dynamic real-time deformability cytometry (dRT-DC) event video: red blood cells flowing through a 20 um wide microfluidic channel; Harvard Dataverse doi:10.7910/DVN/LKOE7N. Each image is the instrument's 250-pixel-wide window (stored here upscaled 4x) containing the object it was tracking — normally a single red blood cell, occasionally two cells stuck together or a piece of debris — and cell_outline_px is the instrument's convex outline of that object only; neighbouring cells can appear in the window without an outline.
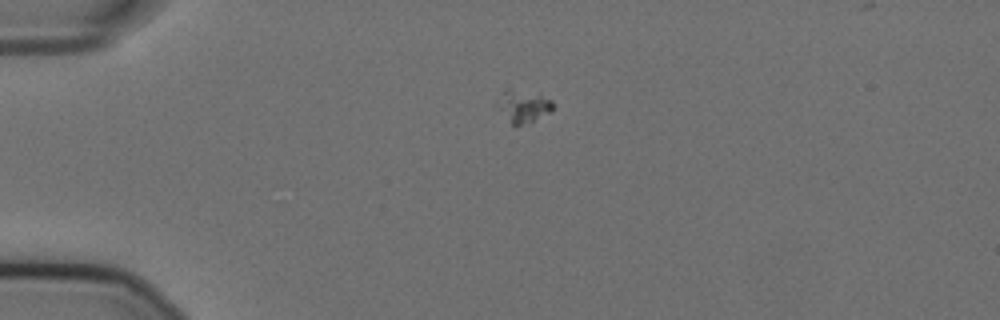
{"species": "Egyptian fruit bat (a non-hibernating species)", "species_latin": "Rousettus aegyptiacus", "temperature_condition": "cold", "stored_images_in_passage": 45, "camera_frame_rate_fps": 3000, "um_per_image_px": 0.085, "animal": {"sex": "female"}, "frame": {"image": 1, "passage_image": 1, "time_ms": 0.0, "image_size_px": [1000, 320], "cell_outline_px": [[552, 108], [548, 112], [532, 120], [520, 124], [512, 124], [496, 100], [500, 92], [504, 88], [508, 88], [540, 92], [552, 100]], "centroid_in_image_um": [44.48, 8.91], "position_along_channel_um": 40.5, "area_um2": 10.23}}
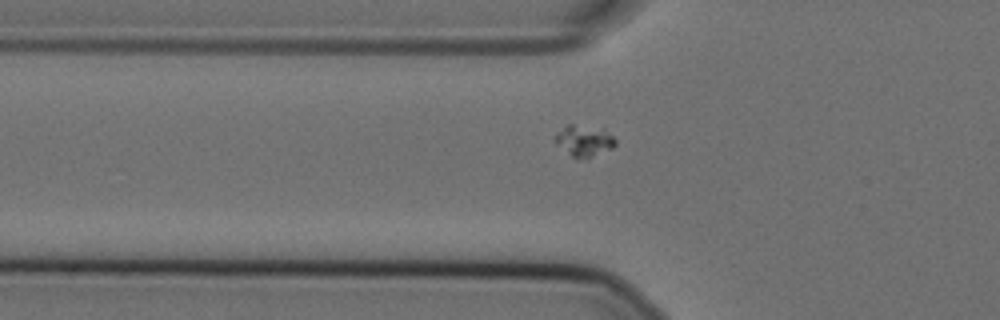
{"frame": {"image": 2, "passage_image": 7, "time_ms": 2.0, "image_size_px": [1000, 320], "cell_outline_px": [[616, 144], [612, 148], [592, 156], [572, 156], [556, 140], [556, 132], [568, 124], [572, 124], [604, 128], [616, 140]], "centroid_in_image_um": [49.71, 11.9], "position_along_channel_um": 76.1, "area_um2": 10.4}}
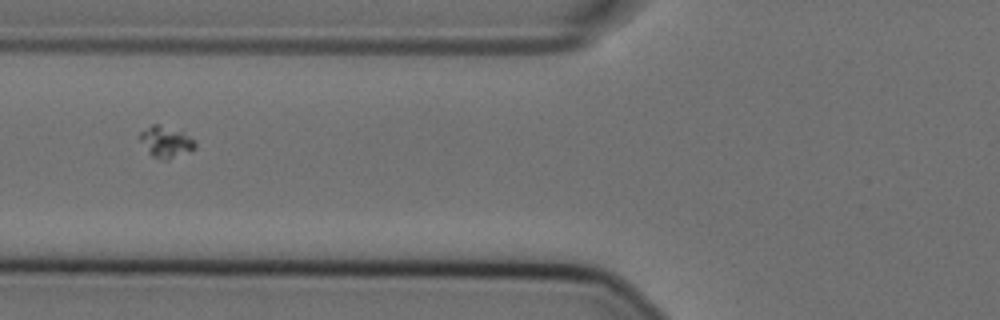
{"frame": {"image": 3, "passage_image": 10, "time_ms": 3.0, "image_size_px": [1000, 320], "cell_outline_px": [[196, 148], [168, 160], [160, 160], [152, 156], [148, 152], [136, 136], [140, 132], [152, 124], [160, 124], [180, 132], [188, 136], [196, 144]], "centroid_in_image_um": [14.03, 12.07], "position_along_channel_um": 111.8, "area_um2": 10.0}}